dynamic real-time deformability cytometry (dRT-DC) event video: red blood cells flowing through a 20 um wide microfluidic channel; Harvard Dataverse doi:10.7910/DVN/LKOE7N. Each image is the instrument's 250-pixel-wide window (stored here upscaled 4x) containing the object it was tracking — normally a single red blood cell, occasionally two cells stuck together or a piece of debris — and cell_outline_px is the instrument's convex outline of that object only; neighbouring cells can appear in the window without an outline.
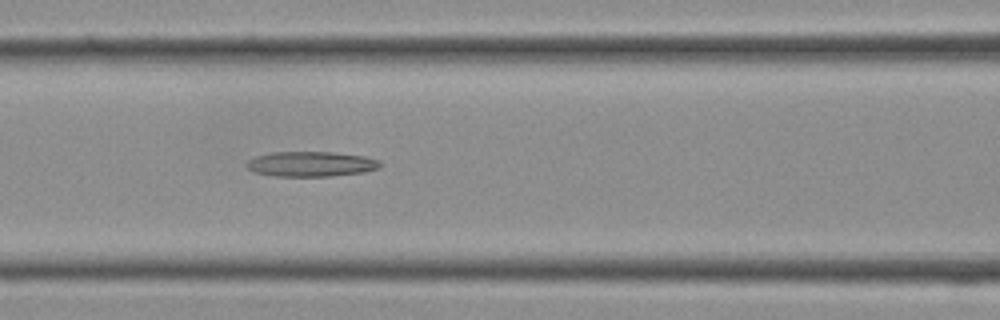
{"species": "Egyptian fruit bat (a non-hibernating species)", "species_latin": "Rousettus aegyptiacus", "temperature_condition": "cold", "stored_images_in_passage": 13, "camera_frame_rate_fps": 3000, "um_per_image_px": 0.085, "frame": {"image": 1, "passage_image": 13, "time_ms": 4.0, "image_size_px": [1000, 320], "cell_outline_px": [[384, 164], [380, 168], [364, 172], [332, 176], [276, 176], [252, 172], [244, 164], [248, 160], [256, 156], [272, 152], [332, 152], [364, 156], [380, 160]], "centroid_in_image_um": [26.46, 13.94], "position_along_channel_um": 140.1, "area_um2": 19.71}}